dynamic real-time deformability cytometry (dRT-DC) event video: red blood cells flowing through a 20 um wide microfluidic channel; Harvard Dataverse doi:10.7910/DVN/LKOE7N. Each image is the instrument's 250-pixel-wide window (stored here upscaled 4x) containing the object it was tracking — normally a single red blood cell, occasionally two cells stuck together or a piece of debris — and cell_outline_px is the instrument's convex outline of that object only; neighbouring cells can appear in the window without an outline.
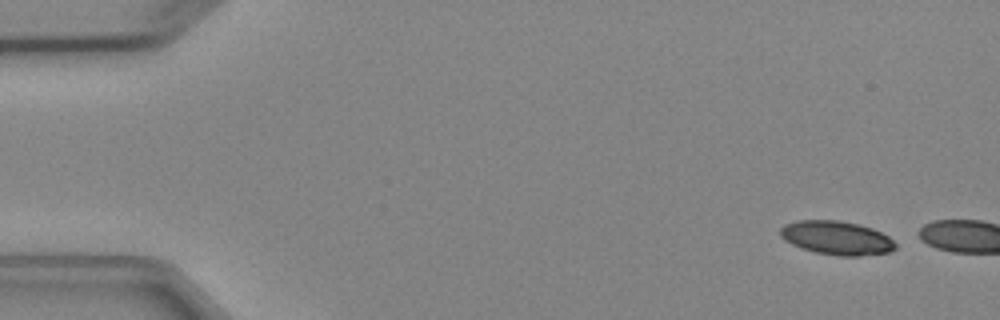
{"species": "Egyptian fruit bat (a non-hibernating species)", "species_latin": "Rousettus aegyptiacus", "temperature_condition": "cold", "stored_images_in_passage": 2, "camera_frame_rate_fps": 3000, "um_per_image_px": 0.085, "animal": {"sex": "female"}, "frame": {"image": 1, "passage_image": 1, "time_ms": 0.0, "image_size_px": [1000, 320], "cell_outline_px": [[896, 248], [888, 252], [860, 256], [836, 256], [816, 252], [792, 244], [784, 240], [780, 236], [780, 228], [784, 224], [800, 220], [836, 220], [856, 224], [872, 228], [888, 236], [896, 244]], "centroid_in_image_um": [71.1, 20.22], "position_along_channel_um": 13.9, "area_um2": 22.48}}